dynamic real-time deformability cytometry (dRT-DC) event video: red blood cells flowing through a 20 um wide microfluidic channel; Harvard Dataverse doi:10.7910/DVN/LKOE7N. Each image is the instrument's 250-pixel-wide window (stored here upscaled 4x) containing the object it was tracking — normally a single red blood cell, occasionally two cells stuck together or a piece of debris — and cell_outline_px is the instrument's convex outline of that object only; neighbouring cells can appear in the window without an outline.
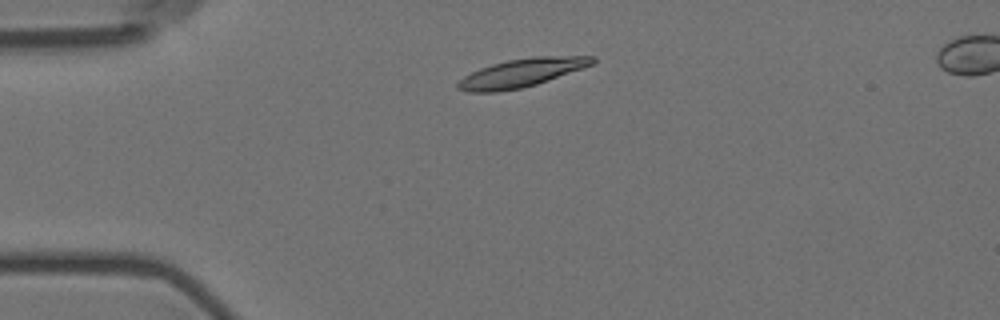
{"species": "Egyptian fruit bat (a non-hibernating species)", "species_latin": "Rousettus aegyptiacus", "temperature_condition": "room temperature", "stored_images_in_passage": 4, "camera_frame_rate_fps": 3000, "um_per_image_px": 0.085, "animal": {"sex": "female"}, "frame": {"image": 1, "passage_image": 2, "time_ms": 0.333, "image_size_px": [1000, 320], "cell_outline_px": [[596, 60], [592, 64], [548, 80], [536, 84], [520, 88], [496, 92], [468, 92], [456, 88], [456, 84], [464, 76], [480, 68], [492, 64], [508, 60], [532, 56], [596, 56]], "centroid_in_image_um": [44.3, 6.19], "position_along_channel_um": 40.7, "area_um2": 21.96}}
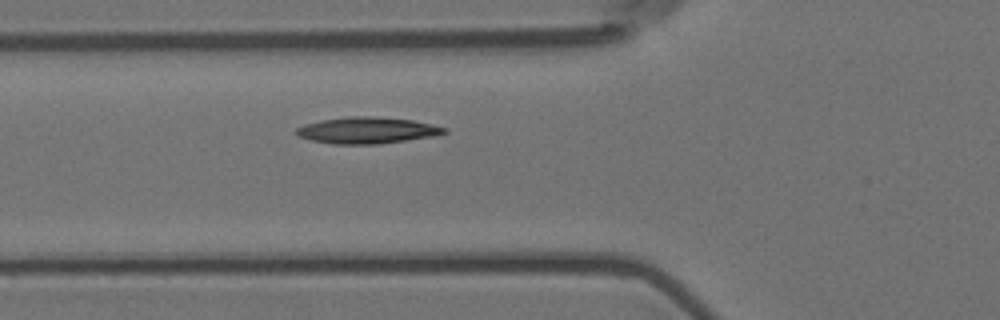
{"frame": {"image": 2, "passage_image": 4, "time_ms": 1.0, "image_size_px": [1000, 320], "cell_outline_px": [[448, 132], [432, 136], [380, 144], [332, 144], [312, 140], [300, 136], [296, 132], [296, 128], [304, 124], [320, 120], [348, 116], [372, 116], [412, 120], [432, 124], [448, 128]], "centroid_in_image_um": [31.21, 11.07], "position_along_channel_um": 94.6, "area_um2": 22.72}}